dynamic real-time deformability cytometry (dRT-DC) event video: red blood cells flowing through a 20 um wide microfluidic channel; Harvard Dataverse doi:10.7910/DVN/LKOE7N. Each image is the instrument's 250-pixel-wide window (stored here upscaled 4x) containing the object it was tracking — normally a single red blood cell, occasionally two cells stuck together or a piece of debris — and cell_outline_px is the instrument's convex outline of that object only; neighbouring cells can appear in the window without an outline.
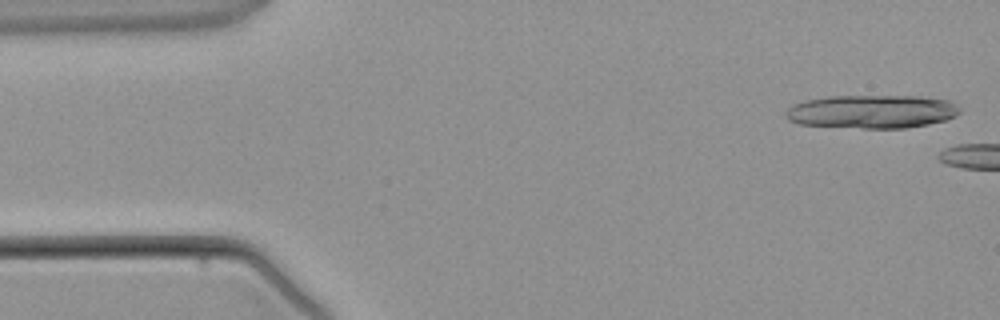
{"species": "common noctule bat (a hibernating species)", "species_latin": "Nyctalus noctula", "temperature_condition": "warm", "stored_images_in_passage": 2, "camera_frame_rate_fps": 3000, "um_per_image_px": 0.085, "animal": {"sex": "male", "body_mass_g": 21.5, "forearm_length_mm": 52.0}, "frame": {"image": 1, "passage_image": 1, "time_ms": 0.0, "image_size_px": [1000, 320], "cell_outline_px": [[960, 112], [956, 116], [944, 120], [928, 124], [908, 128], [864, 128], [800, 124], [788, 120], [784, 116], [784, 112], [792, 104], [804, 100], [828, 96], [920, 96], [948, 100], [956, 104], [960, 108]], "centroid_in_image_um": [74.09, 9.48], "position_along_channel_um": 10.9, "area_um2": 34.1}}